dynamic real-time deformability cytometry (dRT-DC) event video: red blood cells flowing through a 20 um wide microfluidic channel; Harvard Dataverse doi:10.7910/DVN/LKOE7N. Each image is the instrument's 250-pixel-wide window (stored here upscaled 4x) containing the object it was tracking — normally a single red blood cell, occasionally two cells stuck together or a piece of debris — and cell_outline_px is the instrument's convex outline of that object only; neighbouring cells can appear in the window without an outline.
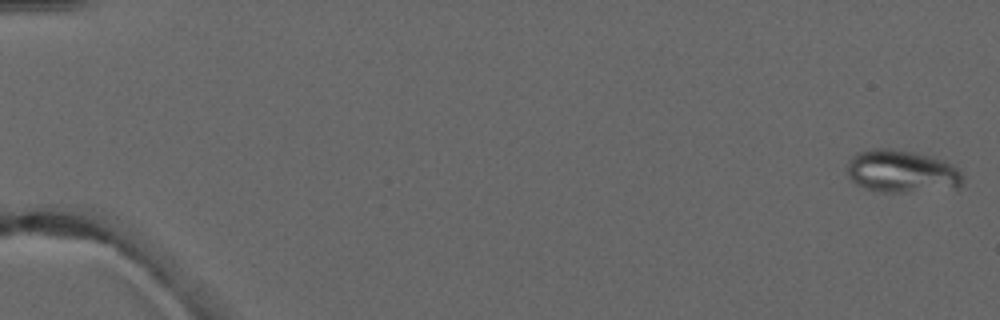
{"species": "common noctule bat (a hibernating species)", "species_latin": "Nyctalus noctula", "temperature_condition": "warm", "stored_images_in_passage": 5, "camera_frame_rate_fps": 3000, "um_per_image_px": 0.085, "animal": {"sex": "male", "forearm_length_mm": 52.5}, "frame": {"image": 1, "passage_image": 1, "time_ms": 0.0, "image_size_px": [1000, 320], "cell_outline_px": [[964, 180], [960, 188], [900, 192], [880, 192], [864, 188], [856, 184], [848, 176], [848, 160], [856, 152], [872, 148], [892, 148], [912, 152], [944, 160], [960, 168]], "centroid_in_image_um": [76.66, 14.57], "position_along_channel_um": 8.3, "area_um2": 29.07}}